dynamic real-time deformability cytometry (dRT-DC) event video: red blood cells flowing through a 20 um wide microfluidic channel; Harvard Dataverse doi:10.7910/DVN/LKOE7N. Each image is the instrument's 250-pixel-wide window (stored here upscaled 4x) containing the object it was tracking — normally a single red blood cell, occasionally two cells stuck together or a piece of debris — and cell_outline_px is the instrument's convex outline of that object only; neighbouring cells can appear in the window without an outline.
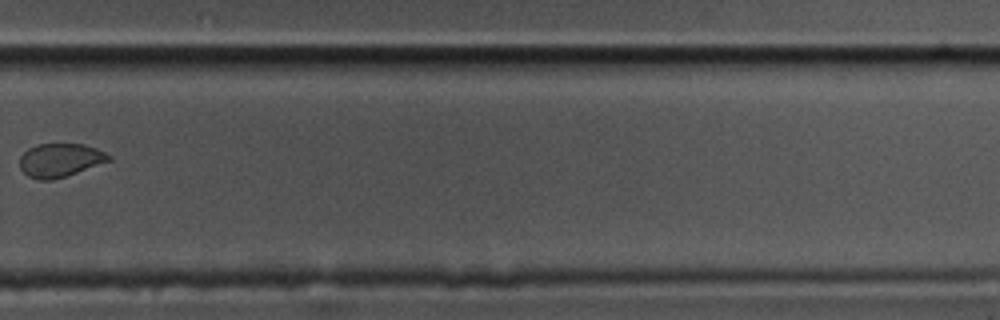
{"species": "common noctule bat (a hibernating species)", "species_latin": "Nyctalus noctula", "temperature_condition": "cold", "stored_images_in_passage": 9, "camera_frame_rate_fps": 3000, "um_per_image_px": 0.085, "animal": {"sex": "male", "body_mass_g": 17.5, "forearm_length_mm": 52.3}, "frame": {"image": 1, "passage_image": 9, "time_ms": 2.667, "image_size_px": [1000, 320], "cell_outline_px": [[112, 160], [52, 180], [36, 180], [28, 176], [20, 168], [20, 156], [28, 148], [36, 144], [84, 144], [96, 148], [112, 156]], "centroid_in_image_um": [5.09, 13.61], "position_along_channel_um": 324.7, "area_um2": 17.34}}